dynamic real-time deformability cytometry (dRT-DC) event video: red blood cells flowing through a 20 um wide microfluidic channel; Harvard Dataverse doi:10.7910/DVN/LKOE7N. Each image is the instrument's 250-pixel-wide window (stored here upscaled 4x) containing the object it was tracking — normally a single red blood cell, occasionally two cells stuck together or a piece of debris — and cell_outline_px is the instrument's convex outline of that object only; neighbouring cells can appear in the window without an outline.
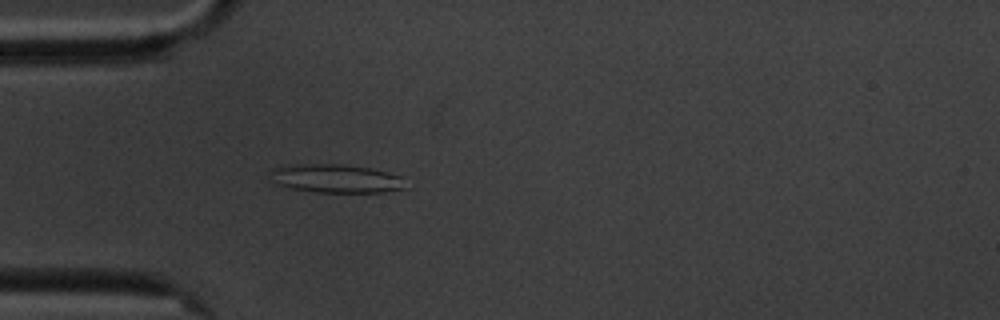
{"species": "common noctule bat (a hibernating species)", "species_latin": "Nyctalus noctula", "temperature_condition": "cold", "stored_images_in_passage": 44, "camera_frame_rate_fps": 3000, "um_per_image_px": 0.085, "animal": {"sex": "male", "body_mass_g": 20.1, "forearm_length_mm": 53.5}, "frame": {"image": 1, "passage_image": 2, "time_ms": 0.333, "image_size_px": [1000, 320], "cell_outline_px": [[408, 188], [380, 192], [316, 192], [292, 188], [276, 184], [268, 172], [272, 168], [300, 164], [336, 164], [368, 168], [400, 176]], "centroid_in_image_um": [28.53, 15.18], "position_along_channel_um": 56.5, "area_um2": 22.14}}
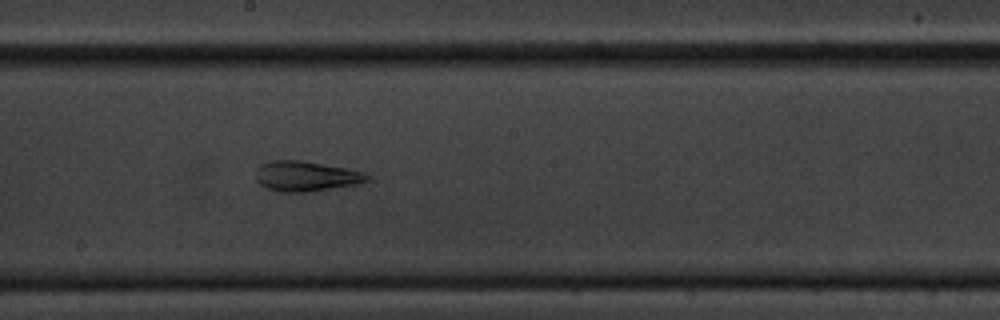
{"frame": {"image": 2, "passage_image": 17, "time_ms": 5.333, "image_size_px": [1000, 320], "cell_outline_px": [[368, 180], [356, 184], [308, 192], [280, 192], [268, 188], [260, 184], [256, 180], [256, 168], [260, 164], [272, 160], [300, 160], [348, 168], [360, 172], [368, 176]], "centroid_in_image_um": [25.94, 14.97], "position_along_channel_um": 222.3, "area_um2": 19.42}}
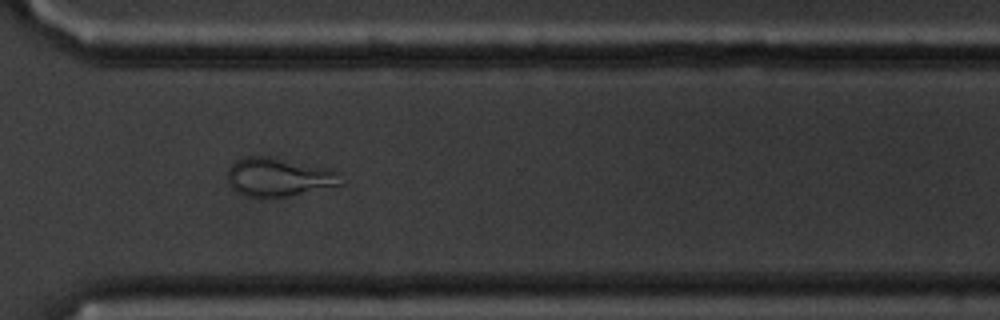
{"frame": {"image": 3, "passage_image": 28, "time_ms": 9.0, "image_size_px": [1000, 320], "cell_outline_px": [[344, 184], [288, 196], [248, 196], [236, 192], [232, 188], [228, 180], [228, 168], [236, 160], [248, 156], [268, 156], [328, 168], [336, 172]], "centroid_in_image_um": [23.67, 15.04], "position_along_channel_um": 346.9, "area_um2": 25.09}, "authors_computed_cell_mechanics": {"area_um2": 19.9121, "velocity_mm_per_s": 3.4128, "shape_relaxation_time_tau1_ms": null, "shape_relaxation_time_tau2_ms": 2.4958, "deformation_change_tau1": null, "deformation_change_tau2": 0.0941}}